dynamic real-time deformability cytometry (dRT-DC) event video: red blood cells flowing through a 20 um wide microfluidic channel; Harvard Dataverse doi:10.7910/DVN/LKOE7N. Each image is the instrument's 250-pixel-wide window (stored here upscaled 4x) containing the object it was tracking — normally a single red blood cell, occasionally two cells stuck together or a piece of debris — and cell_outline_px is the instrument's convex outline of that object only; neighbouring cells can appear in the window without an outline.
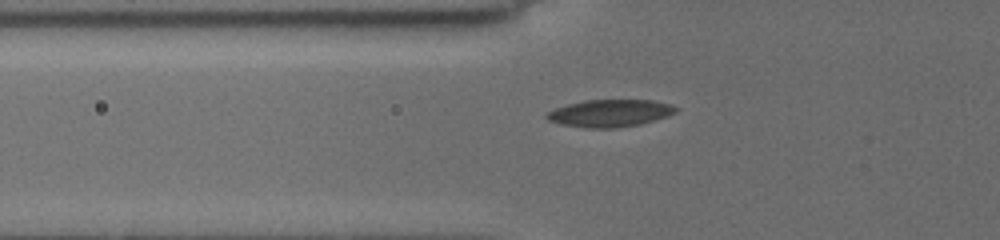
{"species": "common noctule bat (a hibernating species)", "species_latin": "Nyctalus noctula", "temperature_condition": "cold", "stored_images_in_passage": 23, "camera_frame_rate_fps": 3000, "um_per_image_px": 0.085, "animal": {"sex": "female", "body_mass_g": 19.5, "forearm_length_mm": 54.1}, "frame": {"image": 1, "passage_image": 3, "time_ms": 0.333, "image_size_px": [1000, 240], "cell_outline_px": [[676, 112], [652, 120], [636, 124], [612, 128], [588, 128], [564, 124], [548, 120], [544, 116], [548, 112], [556, 108], [568, 104], [584, 100], [652, 100], [668, 104], [676, 108]], "centroid_in_image_um": [51.78, 9.61], "position_along_channel_um": 74.0, "area_um2": 19.94}}
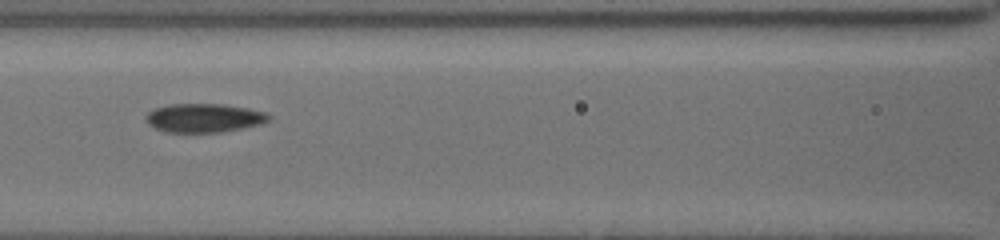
{"frame": {"image": 2, "passage_image": 16, "time_ms": 2.333, "image_size_px": [1000, 240], "cell_outline_px": [[272, 116], [268, 120], [260, 124], [220, 132], [164, 132], [148, 124], [144, 116], [148, 112], [156, 108], [172, 104], [224, 104], [248, 108], [264, 112]], "centroid_in_image_um": [17.32, 10.02], "position_along_channel_um": 149.3, "area_um2": 20.46}}
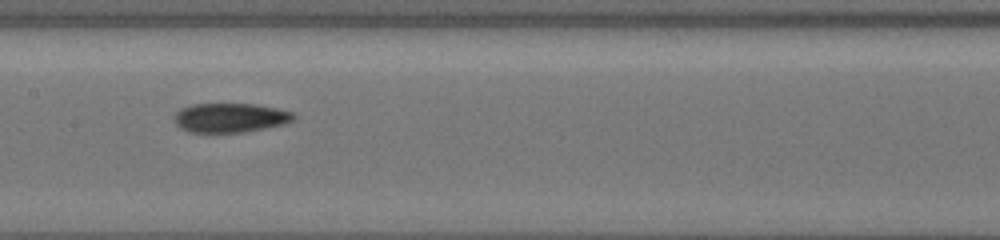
{"frame": {"image": 3, "passage_image": 22, "time_ms": 3.333, "image_size_px": [1000, 240], "cell_outline_px": [[292, 120], [280, 124], [240, 132], [192, 132], [184, 128], [176, 120], [176, 112], [180, 108], [192, 104], [256, 104], [276, 108], [292, 112]], "centroid_in_image_um": [19.54, 9.98], "position_along_channel_um": 187.9, "area_um2": 19.54}}